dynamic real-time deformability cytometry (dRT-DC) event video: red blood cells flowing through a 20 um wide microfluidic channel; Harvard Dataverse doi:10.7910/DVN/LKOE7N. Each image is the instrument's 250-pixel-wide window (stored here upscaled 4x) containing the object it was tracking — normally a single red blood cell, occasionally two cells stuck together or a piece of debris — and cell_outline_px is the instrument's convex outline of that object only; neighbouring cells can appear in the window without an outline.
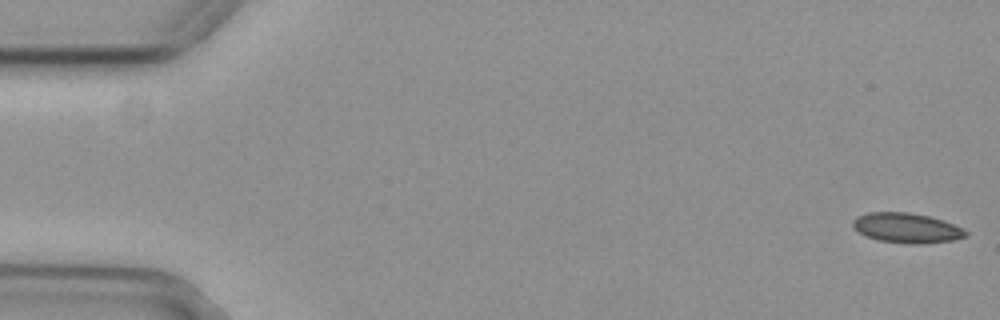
{"species": "common noctule bat (a hibernating species)", "species_latin": "Nyctalus noctula", "temperature_condition": "cold", "stored_images_in_passage": 54, "camera_frame_rate_fps": 3000, "um_per_image_px": 0.085, "animal": {"sex": "female", "body_mass_g": 29.2, "forearm_length_mm": 56.3}, "frame": {"image": 1, "passage_image": 1, "time_ms": 0.0, "image_size_px": [1000, 320], "cell_outline_px": [[968, 236], [952, 240], [920, 244], [908, 244], [880, 240], [868, 236], [860, 232], [852, 224], [852, 220], [856, 216], [868, 212], [908, 212], [928, 216], [944, 220], [968, 232]], "centroid_in_image_um": [77.07, 19.37], "position_along_channel_um": 7.9, "area_um2": 19.48}}
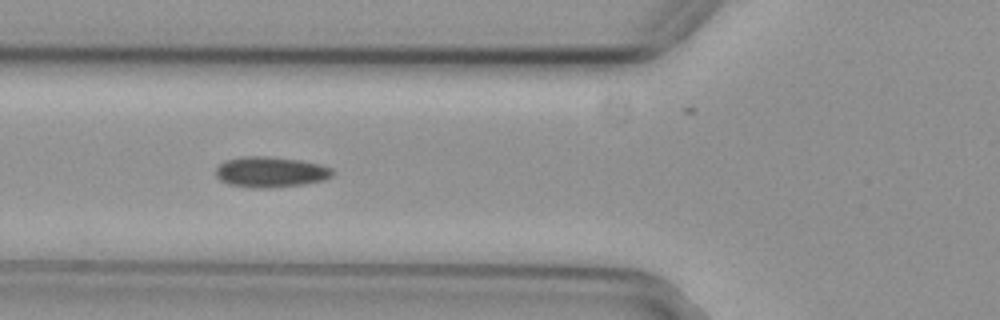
{"frame": {"image": 2, "passage_image": 20, "time_ms": 6.333, "image_size_px": [1000, 320], "cell_outline_px": [[332, 176], [324, 180], [304, 184], [272, 188], [252, 188], [228, 184], [220, 180], [216, 176], [216, 168], [224, 160], [244, 156], [268, 156], [300, 160], [320, 164], [332, 168]], "centroid_in_image_um": [22.98, 14.62], "position_along_channel_um": 102.8, "area_um2": 20.98}}
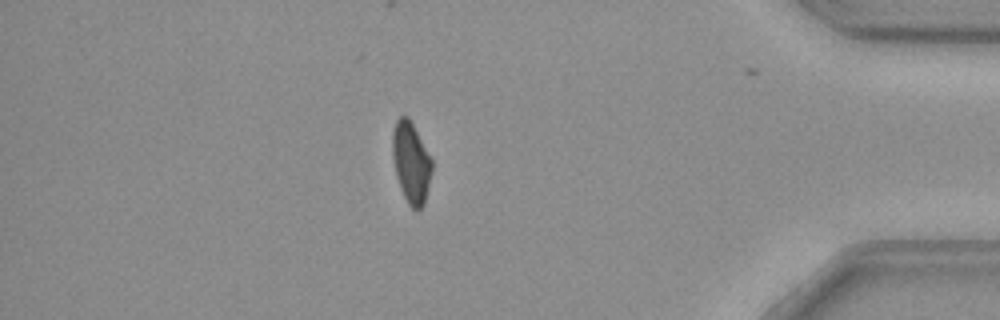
{"frame": {"image": 3, "passage_image": 47, "time_ms": 15.333, "image_size_px": [1000, 320], "cell_outline_px": [[432, 172], [424, 204], [420, 208], [412, 208], [408, 204], [400, 188], [396, 176], [392, 156], [392, 132], [396, 120], [400, 116], [408, 116], [432, 160]], "centroid_in_image_um": [34.92, 13.81], "position_along_channel_um": 400.3, "area_um2": 18.5}, "authors_computed_cell_mechanics": {"area_um2": 19.8543, "velocity_mm_per_s": 3.7696, "shape_relaxation_time_tau1_ms": null, "shape_relaxation_time_tau2_ms": 10.7766, "deformation_change_tau1": null, "deformation_change_tau2": 0.1554}}